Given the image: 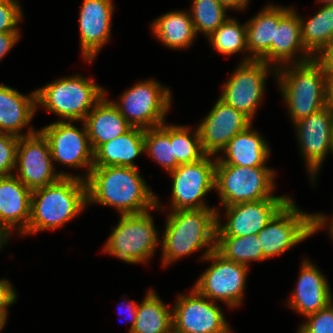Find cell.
I'll use <instances>...</instances> for the list:
<instances>
[{"instance_id": "obj_1", "label": "cell", "mask_w": 333, "mask_h": 333, "mask_svg": "<svg viewBox=\"0 0 333 333\" xmlns=\"http://www.w3.org/2000/svg\"><path fill=\"white\" fill-rule=\"evenodd\" d=\"M87 203L112 206L120 214H139L158 209L159 201L140 176L138 168L93 167L86 179Z\"/></svg>"}, {"instance_id": "obj_2", "label": "cell", "mask_w": 333, "mask_h": 333, "mask_svg": "<svg viewBox=\"0 0 333 333\" xmlns=\"http://www.w3.org/2000/svg\"><path fill=\"white\" fill-rule=\"evenodd\" d=\"M86 180L80 175L32 191L30 220L24 234L56 229L72 220L87 205Z\"/></svg>"}, {"instance_id": "obj_3", "label": "cell", "mask_w": 333, "mask_h": 333, "mask_svg": "<svg viewBox=\"0 0 333 333\" xmlns=\"http://www.w3.org/2000/svg\"><path fill=\"white\" fill-rule=\"evenodd\" d=\"M217 210L210 207L171 211L162 239L163 266L203 247L208 249L201 259L215 250Z\"/></svg>"}, {"instance_id": "obj_4", "label": "cell", "mask_w": 333, "mask_h": 333, "mask_svg": "<svg viewBox=\"0 0 333 333\" xmlns=\"http://www.w3.org/2000/svg\"><path fill=\"white\" fill-rule=\"evenodd\" d=\"M272 70L278 77L281 93L294 123L327 106L329 71L319 58L290 66L277 65Z\"/></svg>"}, {"instance_id": "obj_5", "label": "cell", "mask_w": 333, "mask_h": 333, "mask_svg": "<svg viewBox=\"0 0 333 333\" xmlns=\"http://www.w3.org/2000/svg\"><path fill=\"white\" fill-rule=\"evenodd\" d=\"M81 75L60 78L36 91V104L68 121L84 120L105 90Z\"/></svg>"}, {"instance_id": "obj_6", "label": "cell", "mask_w": 333, "mask_h": 333, "mask_svg": "<svg viewBox=\"0 0 333 333\" xmlns=\"http://www.w3.org/2000/svg\"><path fill=\"white\" fill-rule=\"evenodd\" d=\"M327 222L322 214L303 213L290 199L257 234L263 256L270 259L319 231Z\"/></svg>"}, {"instance_id": "obj_7", "label": "cell", "mask_w": 333, "mask_h": 333, "mask_svg": "<svg viewBox=\"0 0 333 333\" xmlns=\"http://www.w3.org/2000/svg\"><path fill=\"white\" fill-rule=\"evenodd\" d=\"M274 171L268 167L226 165L216 159L215 189L223 206L264 199H290L273 196Z\"/></svg>"}, {"instance_id": "obj_8", "label": "cell", "mask_w": 333, "mask_h": 333, "mask_svg": "<svg viewBox=\"0 0 333 333\" xmlns=\"http://www.w3.org/2000/svg\"><path fill=\"white\" fill-rule=\"evenodd\" d=\"M157 232L148 211L122 214L103 251L127 263L146 262L159 243Z\"/></svg>"}, {"instance_id": "obj_9", "label": "cell", "mask_w": 333, "mask_h": 333, "mask_svg": "<svg viewBox=\"0 0 333 333\" xmlns=\"http://www.w3.org/2000/svg\"><path fill=\"white\" fill-rule=\"evenodd\" d=\"M170 90L155 80L142 81L125 91L113 104L132 127H159L171 105Z\"/></svg>"}, {"instance_id": "obj_10", "label": "cell", "mask_w": 333, "mask_h": 333, "mask_svg": "<svg viewBox=\"0 0 333 333\" xmlns=\"http://www.w3.org/2000/svg\"><path fill=\"white\" fill-rule=\"evenodd\" d=\"M203 260L212 261V264L193 288L212 301L221 300L232 308L239 306L243 299L248 266L226 260L216 250Z\"/></svg>"}, {"instance_id": "obj_11", "label": "cell", "mask_w": 333, "mask_h": 333, "mask_svg": "<svg viewBox=\"0 0 333 333\" xmlns=\"http://www.w3.org/2000/svg\"><path fill=\"white\" fill-rule=\"evenodd\" d=\"M210 157L205 155L196 162L180 164L169 172L173 179L171 211L209 208L203 197L215 188L216 160Z\"/></svg>"}, {"instance_id": "obj_12", "label": "cell", "mask_w": 333, "mask_h": 333, "mask_svg": "<svg viewBox=\"0 0 333 333\" xmlns=\"http://www.w3.org/2000/svg\"><path fill=\"white\" fill-rule=\"evenodd\" d=\"M47 139L38 130L19 137L17 146L16 177L31 191L57 182L68 173H56ZM55 171V172H54Z\"/></svg>"}, {"instance_id": "obj_13", "label": "cell", "mask_w": 333, "mask_h": 333, "mask_svg": "<svg viewBox=\"0 0 333 333\" xmlns=\"http://www.w3.org/2000/svg\"><path fill=\"white\" fill-rule=\"evenodd\" d=\"M215 302L194 288L189 295H180L172 309L173 330L176 333H231Z\"/></svg>"}, {"instance_id": "obj_14", "label": "cell", "mask_w": 333, "mask_h": 333, "mask_svg": "<svg viewBox=\"0 0 333 333\" xmlns=\"http://www.w3.org/2000/svg\"><path fill=\"white\" fill-rule=\"evenodd\" d=\"M271 65L263 60L241 62L234 74L225 82L219 97L251 121L259 106Z\"/></svg>"}, {"instance_id": "obj_15", "label": "cell", "mask_w": 333, "mask_h": 333, "mask_svg": "<svg viewBox=\"0 0 333 333\" xmlns=\"http://www.w3.org/2000/svg\"><path fill=\"white\" fill-rule=\"evenodd\" d=\"M71 123L61 120L39 131L48 141L52 160L70 167H87L86 180L93 168V150L85 124L79 130Z\"/></svg>"}, {"instance_id": "obj_16", "label": "cell", "mask_w": 333, "mask_h": 333, "mask_svg": "<svg viewBox=\"0 0 333 333\" xmlns=\"http://www.w3.org/2000/svg\"><path fill=\"white\" fill-rule=\"evenodd\" d=\"M290 199H264L224 206L227 221L221 225L217 211L216 236L258 234Z\"/></svg>"}, {"instance_id": "obj_17", "label": "cell", "mask_w": 333, "mask_h": 333, "mask_svg": "<svg viewBox=\"0 0 333 333\" xmlns=\"http://www.w3.org/2000/svg\"><path fill=\"white\" fill-rule=\"evenodd\" d=\"M251 124L245 114L219 98L197 127L203 152L212 156L222 151L235 135Z\"/></svg>"}, {"instance_id": "obj_18", "label": "cell", "mask_w": 333, "mask_h": 333, "mask_svg": "<svg viewBox=\"0 0 333 333\" xmlns=\"http://www.w3.org/2000/svg\"><path fill=\"white\" fill-rule=\"evenodd\" d=\"M332 115L329 107L325 106L294 123L300 149L313 181L326 154L330 151Z\"/></svg>"}, {"instance_id": "obj_19", "label": "cell", "mask_w": 333, "mask_h": 333, "mask_svg": "<svg viewBox=\"0 0 333 333\" xmlns=\"http://www.w3.org/2000/svg\"><path fill=\"white\" fill-rule=\"evenodd\" d=\"M114 11L112 0H83L79 13L80 43L83 58L93 61L110 38Z\"/></svg>"}, {"instance_id": "obj_20", "label": "cell", "mask_w": 333, "mask_h": 333, "mask_svg": "<svg viewBox=\"0 0 333 333\" xmlns=\"http://www.w3.org/2000/svg\"><path fill=\"white\" fill-rule=\"evenodd\" d=\"M31 194L14 174L0 177V234L9 238L13 228L24 234L30 220ZM18 225V226H17Z\"/></svg>"}, {"instance_id": "obj_21", "label": "cell", "mask_w": 333, "mask_h": 333, "mask_svg": "<svg viewBox=\"0 0 333 333\" xmlns=\"http://www.w3.org/2000/svg\"><path fill=\"white\" fill-rule=\"evenodd\" d=\"M331 295L329 283L322 272L310 261L304 260L288 305L306 317L332 302Z\"/></svg>"}, {"instance_id": "obj_22", "label": "cell", "mask_w": 333, "mask_h": 333, "mask_svg": "<svg viewBox=\"0 0 333 333\" xmlns=\"http://www.w3.org/2000/svg\"><path fill=\"white\" fill-rule=\"evenodd\" d=\"M297 51H303V54L300 58L294 59ZM311 59L313 57L305 50L302 42L298 14L292 8L279 7V23L275 26V41H272V62H284L285 66L288 61L299 64Z\"/></svg>"}, {"instance_id": "obj_23", "label": "cell", "mask_w": 333, "mask_h": 333, "mask_svg": "<svg viewBox=\"0 0 333 333\" xmlns=\"http://www.w3.org/2000/svg\"><path fill=\"white\" fill-rule=\"evenodd\" d=\"M36 109V91L25 96L6 85H0V133L18 137L34 134L36 130L32 127L25 135L20 130L30 123Z\"/></svg>"}, {"instance_id": "obj_24", "label": "cell", "mask_w": 333, "mask_h": 333, "mask_svg": "<svg viewBox=\"0 0 333 333\" xmlns=\"http://www.w3.org/2000/svg\"><path fill=\"white\" fill-rule=\"evenodd\" d=\"M93 152L101 145L126 133L132 126L121 115L113 101L105 96L83 120Z\"/></svg>"}, {"instance_id": "obj_25", "label": "cell", "mask_w": 333, "mask_h": 333, "mask_svg": "<svg viewBox=\"0 0 333 333\" xmlns=\"http://www.w3.org/2000/svg\"><path fill=\"white\" fill-rule=\"evenodd\" d=\"M145 129L131 127L126 133L101 144L93 152V167L123 166L137 168L134 159L144 150Z\"/></svg>"}, {"instance_id": "obj_26", "label": "cell", "mask_w": 333, "mask_h": 333, "mask_svg": "<svg viewBox=\"0 0 333 333\" xmlns=\"http://www.w3.org/2000/svg\"><path fill=\"white\" fill-rule=\"evenodd\" d=\"M279 23V6L267 5L246 23L247 48L251 53L242 62L263 60L272 64V41Z\"/></svg>"}, {"instance_id": "obj_27", "label": "cell", "mask_w": 333, "mask_h": 333, "mask_svg": "<svg viewBox=\"0 0 333 333\" xmlns=\"http://www.w3.org/2000/svg\"><path fill=\"white\" fill-rule=\"evenodd\" d=\"M248 126L244 131L235 135L223 149L226 158H218L226 165L242 167H266L269 157V146L266 141Z\"/></svg>"}, {"instance_id": "obj_28", "label": "cell", "mask_w": 333, "mask_h": 333, "mask_svg": "<svg viewBox=\"0 0 333 333\" xmlns=\"http://www.w3.org/2000/svg\"><path fill=\"white\" fill-rule=\"evenodd\" d=\"M155 37L171 49H183L196 37V32L189 12H168L152 23Z\"/></svg>"}, {"instance_id": "obj_29", "label": "cell", "mask_w": 333, "mask_h": 333, "mask_svg": "<svg viewBox=\"0 0 333 333\" xmlns=\"http://www.w3.org/2000/svg\"><path fill=\"white\" fill-rule=\"evenodd\" d=\"M299 20L305 50L319 58L333 42V4H324L308 21L300 16Z\"/></svg>"}, {"instance_id": "obj_30", "label": "cell", "mask_w": 333, "mask_h": 333, "mask_svg": "<svg viewBox=\"0 0 333 333\" xmlns=\"http://www.w3.org/2000/svg\"><path fill=\"white\" fill-rule=\"evenodd\" d=\"M172 311L150 290L138 304L135 325L130 333H169L173 330Z\"/></svg>"}, {"instance_id": "obj_31", "label": "cell", "mask_w": 333, "mask_h": 333, "mask_svg": "<svg viewBox=\"0 0 333 333\" xmlns=\"http://www.w3.org/2000/svg\"><path fill=\"white\" fill-rule=\"evenodd\" d=\"M215 250L226 260L244 265L266 260L256 234L246 236H216Z\"/></svg>"}, {"instance_id": "obj_32", "label": "cell", "mask_w": 333, "mask_h": 333, "mask_svg": "<svg viewBox=\"0 0 333 333\" xmlns=\"http://www.w3.org/2000/svg\"><path fill=\"white\" fill-rule=\"evenodd\" d=\"M144 150L165 168L168 173L180 164L177 162L170 141V125L163 123L159 127L145 129Z\"/></svg>"}, {"instance_id": "obj_33", "label": "cell", "mask_w": 333, "mask_h": 333, "mask_svg": "<svg viewBox=\"0 0 333 333\" xmlns=\"http://www.w3.org/2000/svg\"><path fill=\"white\" fill-rule=\"evenodd\" d=\"M208 37L213 48L223 55L248 50L246 24L240 25L234 18H228Z\"/></svg>"}, {"instance_id": "obj_34", "label": "cell", "mask_w": 333, "mask_h": 333, "mask_svg": "<svg viewBox=\"0 0 333 333\" xmlns=\"http://www.w3.org/2000/svg\"><path fill=\"white\" fill-rule=\"evenodd\" d=\"M190 17L192 19L196 34L203 32L210 36L228 18V8L218 0H193Z\"/></svg>"}, {"instance_id": "obj_35", "label": "cell", "mask_w": 333, "mask_h": 333, "mask_svg": "<svg viewBox=\"0 0 333 333\" xmlns=\"http://www.w3.org/2000/svg\"><path fill=\"white\" fill-rule=\"evenodd\" d=\"M190 135L188 127L170 125V141L179 164L193 163L206 155L202 150L198 128Z\"/></svg>"}, {"instance_id": "obj_36", "label": "cell", "mask_w": 333, "mask_h": 333, "mask_svg": "<svg viewBox=\"0 0 333 333\" xmlns=\"http://www.w3.org/2000/svg\"><path fill=\"white\" fill-rule=\"evenodd\" d=\"M306 318L308 321L300 326L298 333H333V301Z\"/></svg>"}, {"instance_id": "obj_37", "label": "cell", "mask_w": 333, "mask_h": 333, "mask_svg": "<svg viewBox=\"0 0 333 333\" xmlns=\"http://www.w3.org/2000/svg\"><path fill=\"white\" fill-rule=\"evenodd\" d=\"M18 141V136L0 133V177L13 175L10 172L16 169Z\"/></svg>"}, {"instance_id": "obj_38", "label": "cell", "mask_w": 333, "mask_h": 333, "mask_svg": "<svg viewBox=\"0 0 333 333\" xmlns=\"http://www.w3.org/2000/svg\"><path fill=\"white\" fill-rule=\"evenodd\" d=\"M23 13L16 0H0V33L19 32L16 28Z\"/></svg>"}, {"instance_id": "obj_39", "label": "cell", "mask_w": 333, "mask_h": 333, "mask_svg": "<svg viewBox=\"0 0 333 333\" xmlns=\"http://www.w3.org/2000/svg\"><path fill=\"white\" fill-rule=\"evenodd\" d=\"M16 292L6 279L0 280V315L7 317L8 306L16 300Z\"/></svg>"}, {"instance_id": "obj_40", "label": "cell", "mask_w": 333, "mask_h": 333, "mask_svg": "<svg viewBox=\"0 0 333 333\" xmlns=\"http://www.w3.org/2000/svg\"><path fill=\"white\" fill-rule=\"evenodd\" d=\"M20 38V32L0 33V60L10 51Z\"/></svg>"}, {"instance_id": "obj_41", "label": "cell", "mask_w": 333, "mask_h": 333, "mask_svg": "<svg viewBox=\"0 0 333 333\" xmlns=\"http://www.w3.org/2000/svg\"><path fill=\"white\" fill-rule=\"evenodd\" d=\"M319 59L324 63L328 71H333V42Z\"/></svg>"}, {"instance_id": "obj_42", "label": "cell", "mask_w": 333, "mask_h": 333, "mask_svg": "<svg viewBox=\"0 0 333 333\" xmlns=\"http://www.w3.org/2000/svg\"><path fill=\"white\" fill-rule=\"evenodd\" d=\"M327 106L333 113V71H329L327 77Z\"/></svg>"}, {"instance_id": "obj_43", "label": "cell", "mask_w": 333, "mask_h": 333, "mask_svg": "<svg viewBox=\"0 0 333 333\" xmlns=\"http://www.w3.org/2000/svg\"><path fill=\"white\" fill-rule=\"evenodd\" d=\"M223 5H225L228 9H237L242 10L245 9L249 0H218Z\"/></svg>"}, {"instance_id": "obj_44", "label": "cell", "mask_w": 333, "mask_h": 333, "mask_svg": "<svg viewBox=\"0 0 333 333\" xmlns=\"http://www.w3.org/2000/svg\"><path fill=\"white\" fill-rule=\"evenodd\" d=\"M130 303L131 304H129L128 306H126L127 307V312L130 314L131 321H132L129 333L131 332L133 326L135 325L136 315H137V310H138V303L136 304L135 301L130 302ZM120 308H122V306ZM120 310H122V309H119V311Z\"/></svg>"}, {"instance_id": "obj_45", "label": "cell", "mask_w": 333, "mask_h": 333, "mask_svg": "<svg viewBox=\"0 0 333 333\" xmlns=\"http://www.w3.org/2000/svg\"><path fill=\"white\" fill-rule=\"evenodd\" d=\"M330 151L331 153H333V115H332L331 133H330Z\"/></svg>"}, {"instance_id": "obj_46", "label": "cell", "mask_w": 333, "mask_h": 333, "mask_svg": "<svg viewBox=\"0 0 333 333\" xmlns=\"http://www.w3.org/2000/svg\"><path fill=\"white\" fill-rule=\"evenodd\" d=\"M7 317L0 315V331L3 329V326L6 324Z\"/></svg>"}, {"instance_id": "obj_47", "label": "cell", "mask_w": 333, "mask_h": 333, "mask_svg": "<svg viewBox=\"0 0 333 333\" xmlns=\"http://www.w3.org/2000/svg\"><path fill=\"white\" fill-rule=\"evenodd\" d=\"M7 239H8L7 237L0 234V248L7 243Z\"/></svg>"}, {"instance_id": "obj_48", "label": "cell", "mask_w": 333, "mask_h": 333, "mask_svg": "<svg viewBox=\"0 0 333 333\" xmlns=\"http://www.w3.org/2000/svg\"><path fill=\"white\" fill-rule=\"evenodd\" d=\"M330 225H329V233L331 234V236L333 237V218L331 219V221L329 222ZM333 239V238H332Z\"/></svg>"}, {"instance_id": "obj_49", "label": "cell", "mask_w": 333, "mask_h": 333, "mask_svg": "<svg viewBox=\"0 0 333 333\" xmlns=\"http://www.w3.org/2000/svg\"><path fill=\"white\" fill-rule=\"evenodd\" d=\"M319 2H323L324 4H333V0H318Z\"/></svg>"}]
</instances>
